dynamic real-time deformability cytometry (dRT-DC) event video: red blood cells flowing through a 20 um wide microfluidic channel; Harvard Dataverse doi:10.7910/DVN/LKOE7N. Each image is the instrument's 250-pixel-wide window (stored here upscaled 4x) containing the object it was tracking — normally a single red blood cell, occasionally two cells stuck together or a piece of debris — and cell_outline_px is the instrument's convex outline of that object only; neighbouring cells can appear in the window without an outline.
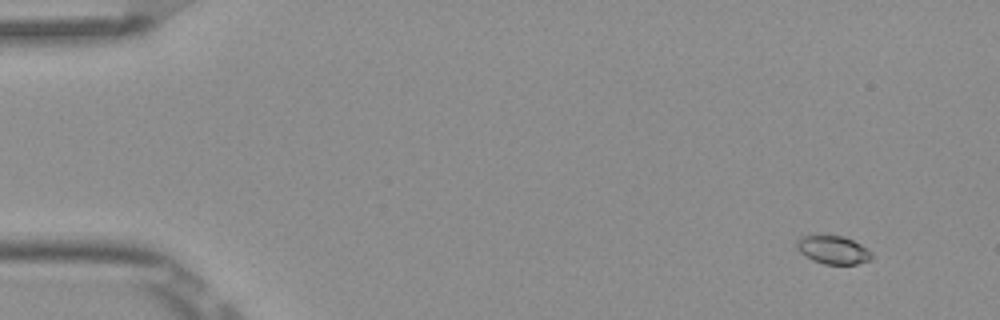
{"species": "Egyptian fruit bat (a non-hibernating species)", "species_latin": "Rousettus aegyptiacus", "temperature_condition": "room temperature", "stored_images_in_passage": 7, "camera_frame_rate_fps": 3000, "um_per_image_px": 0.085, "frame": {"image": 1, "passage_image": 2, "time_ms": 0.333, "image_size_px": [1000, 320], "cell_outline_px": [[872, 260], [856, 264], [824, 264], [812, 260], [800, 252], [796, 248], [796, 240], [800, 236], [844, 236], [860, 244], [872, 252]], "centroid_in_image_um": [70.81, 21.25], "position_along_channel_um": 14.2, "area_um2": 12.31}}
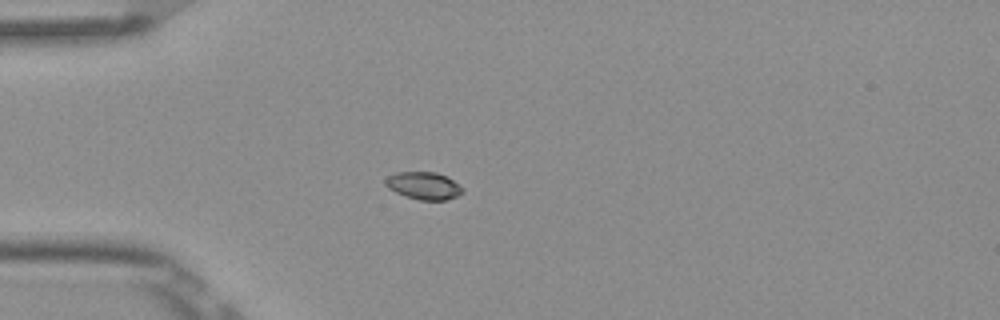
{"frame": {"image": 2, "passage_image": 5, "time_ms": 1.333, "image_size_px": [1000, 320], "cell_outline_px": [[464, 192], [456, 196], [444, 200], [420, 200], [396, 192], [388, 188], [384, 184], [384, 180], [388, 176], [396, 172], [436, 172], [448, 176], [460, 184], [464, 188]], "centroid_in_image_um": [36.04, 15.76], "position_along_channel_um": 49.0, "area_um2": 12.43}}
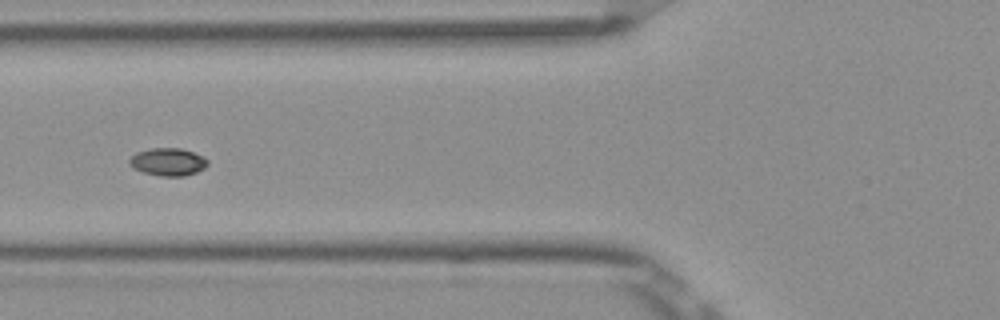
{"frame": {"image": 3, "passage_image": 7, "time_ms": 2.0, "image_size_px": [1000, 320], "cell_outline_px": [[208, 164], [204, 168], [196, 172], [184, 176], [160, 176], [144, 172], [132, 168], [128, 164], [128, 160], [136, 152], [152, 148], [180, 148], [204, 156], [208, 160]], "centroid_in_image_um": [14.26, 13.76], "position_along_channel_um": 111.5, "area_um2": 12.66}}